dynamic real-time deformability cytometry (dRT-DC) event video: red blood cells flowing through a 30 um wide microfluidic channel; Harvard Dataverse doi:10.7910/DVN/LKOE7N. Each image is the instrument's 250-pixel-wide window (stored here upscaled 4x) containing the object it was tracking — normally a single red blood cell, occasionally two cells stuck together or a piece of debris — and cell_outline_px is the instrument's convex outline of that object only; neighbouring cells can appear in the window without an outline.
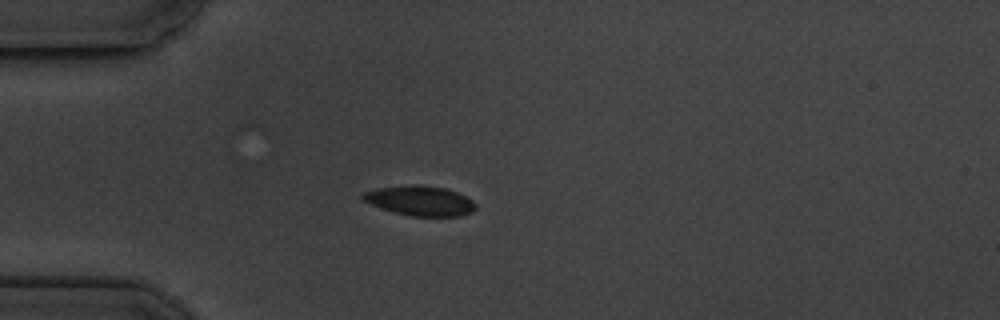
{"species": "common noctule bat (a hibernating species)", "species_latin": "Nyctalus noctula", "temperature_condition": "cold", "stored_images_in_passage": 4, "camera_frame_rate_fps": 3000, "um_per_image_px": 0.085, "animal": {"sex": "male", "body_mass_g": 19.5, "forearm_length_mm": 54.6}, "frame": {"image": 1, "passage_image": 3, "time_ms": 2.333, "image_size_px": [1000, 320], "cell_outline_px": [[476, 208], [472, 212], [460, 216], [412, 216], [396, 212], [372, 204], [364, 200], [360, 196], [364, 192], [376, 188], [444, 188], [456, 192], [472, 200], [476, 204]], "centroid_in_image_um": [35.77, 17.12], "position_along_channel_um": 49.2, "area_um2": 18.32}}